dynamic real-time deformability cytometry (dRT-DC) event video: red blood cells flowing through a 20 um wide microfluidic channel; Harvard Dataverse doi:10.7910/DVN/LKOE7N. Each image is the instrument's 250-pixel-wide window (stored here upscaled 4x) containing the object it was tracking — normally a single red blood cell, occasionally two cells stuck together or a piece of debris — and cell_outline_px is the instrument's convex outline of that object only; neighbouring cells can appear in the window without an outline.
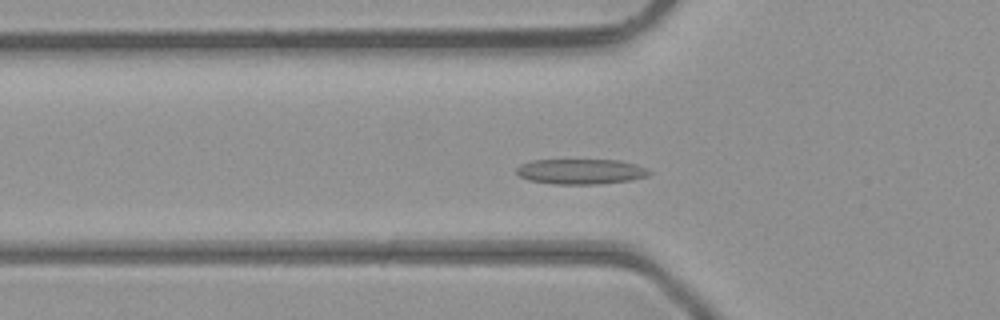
{"species": "common noctule bat (a hibernating species)", "species_latin": "Nyctalus noctula", "temperature_condition": "room temperature", "stored_images_in_passage": 45, "camera_frame_rate_fps": 3000, "um_per_image_px": 0.085, "animal": {"sex": "male", "body_mass_g": 23.1, "forearm_length_mm": 52.7}, "frame": {"image": 1, "passage_image": 14, "time_ms": 4.333, "image_size_px": [1000, 320], "cell_outline_px": [[652, 172], [648, 176], [628, 180], [600, 184], [552, 184], [528, 180], [520, 176], [516, 172], [516, 168], [520, 164], [532, 160], [620, 160], [636, 164]], "centroid_in_image_um": [49.34, 14.58], "position_along_channel_um": 76.5, "area_um2": 19.54}}
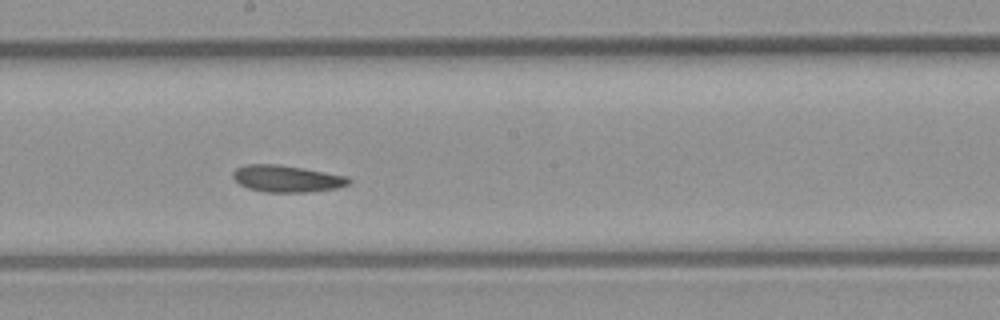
{"frame": {"image": 2, "passage_image": 24, "time_ms": 7.667, "image_size_px": [1000, 320], "cell_outline_px": [[352, 180], [348, 184], [336, 188], [308, 192], [264, 192], [248, 188], [240, 184], [232, 176], [232, 172], [236, 168], [244, 164], [280, 164], [304, 168], [348, 176]], "centroid_in_image_um": [24.37, 15.18], "position_along_channel_um": 223.8, "area_um2": 18.21}}
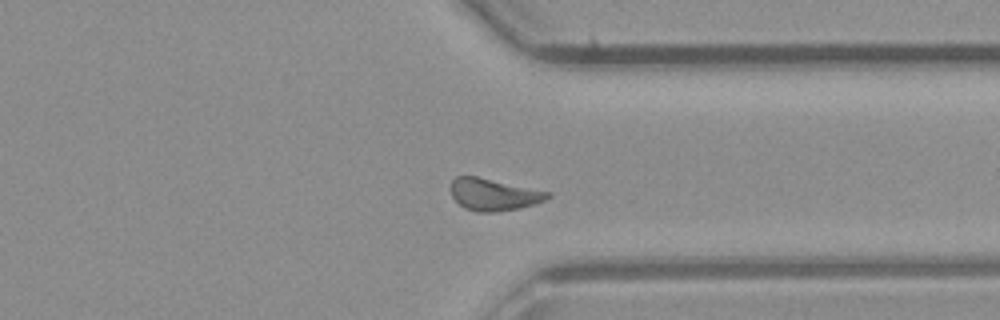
{"frame": {"image": 3, "passage_image": 34, "time_ms": 11.0, "image_size_px": [1000, 320], "cell_outline_px": [[552, 196], [544, 200], [520, 208], [496, 212], [476, 212], [464, 208], [452, 196], [452, 180], [456, 176], [476, 176], [552, 192]], "centroid_in_image_um": [41.98, 16.53], "position_along_channel_um": 369.4, "area_um2": 17.98}, "authors_computed_cell_mechanics": {"area_um2": 18.6116, "velocity_mm_per_s": 4.3876, "shape_relaxation_time_tau1_ms": 6.3396, "shape_relaxation_time_tau2_ms": 5.5944, "deformation_change_tau1": 0.1134, "deformation_change_tau2": 0.1013}}